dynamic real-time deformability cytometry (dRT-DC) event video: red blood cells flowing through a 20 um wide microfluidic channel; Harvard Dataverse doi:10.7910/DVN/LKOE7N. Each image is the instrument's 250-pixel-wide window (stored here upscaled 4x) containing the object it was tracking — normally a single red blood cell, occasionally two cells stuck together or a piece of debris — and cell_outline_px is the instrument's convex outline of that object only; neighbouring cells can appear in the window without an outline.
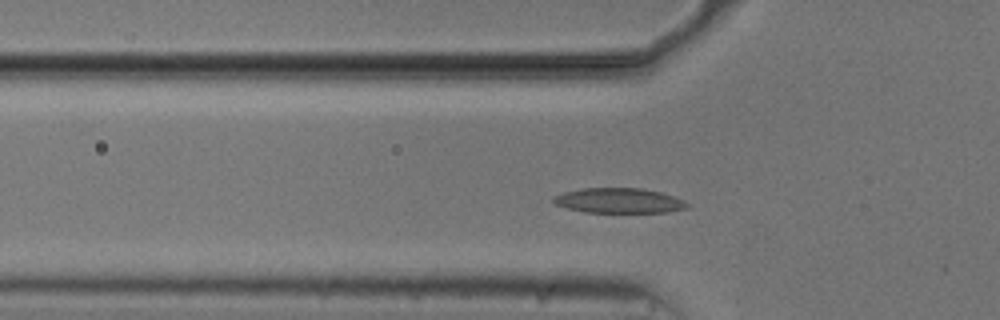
{"species": "common noctule bat (a hibernating species)", "species_latin": "Nyctalus noctula", "temperature_condition": "cold", "stored_images_in_passage": 49, "camera_frame_rate_fps": 3000, "um_per_image_px": 0.085, "animal": {"sex": "male", "body_mass_g": 20.5, "forearm_length_mm": 52.5}, "frame": {"image": 1, "passage_image": 11, "time_ms": 3.333, "image_size_px": [1000, 320], "cell_outline_px": [[692, 204], [688, 208], [668, 212], [584, 212], [568, 208], [556, 204], [552, 200], [552, 196], [564, 192], [584, 188], [640, 188], [660, 192], [684, 200]], "centroid_in_image_um": [52.64, 17.05], "position_along_channel_um": 73.2, "area_um2": 19.48}}
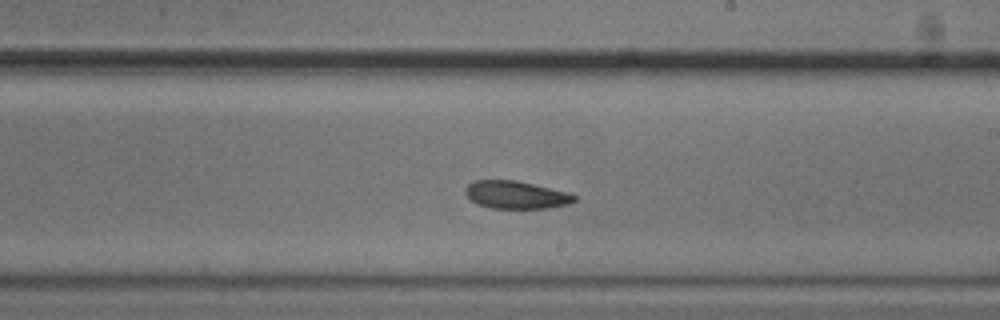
{"frame": {"image": 2, "passage_image": 25, "time_ms": 8.0, "image_size_px": [1000, 320], "cell_outline_px": [[580, 196], [576, 200], [568, 204], [552, 208], [492, 208], [476, 204], [464, 192], [464, 188], [472, 180], [516, 180], [572, 192]], "centroid_in_image_um": [43.92, 16.55], "position_along_channel_um": 245.1, "area_um2": 18.03}}
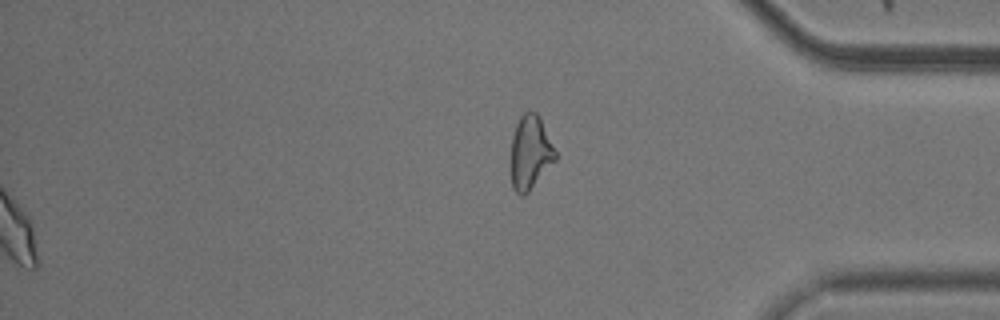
{"frame": {"image": 3, "passage_image": 49, "time_ms": 16.0, "image_size_px": [1000, 320], "cell_outline_px": [[556, 160], [528, 192], [524, 196], [520, 196], [512, 188], [512, 136], [516, 124], [520, 116], [524, 112], [536, 112], [556, 152]], "centroid_in_image_um": [45.06, 12.99], "position_along_channel_um": 390.1, "area_um2": 18.67}, "authors_computed_cell_mechanics": {"area_um2": 19.0162, "velocity_mm_per_s": 3.6708, "shape_relaxation_time_tau1_ms": 3.6631, "shape_relaxation_time_tau2_ms": 8.9536, "deformation_change_tau1": 0.1189, "deformation_change_tau2": 0.1156}}